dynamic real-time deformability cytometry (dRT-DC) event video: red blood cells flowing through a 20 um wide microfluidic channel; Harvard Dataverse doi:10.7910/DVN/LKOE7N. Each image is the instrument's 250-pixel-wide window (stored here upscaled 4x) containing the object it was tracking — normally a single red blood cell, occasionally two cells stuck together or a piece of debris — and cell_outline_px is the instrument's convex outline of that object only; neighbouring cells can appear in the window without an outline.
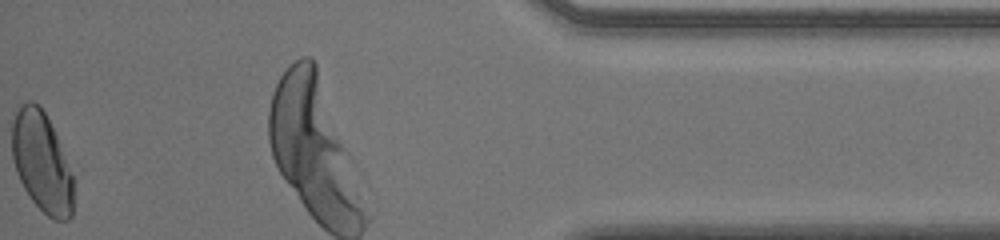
{"species": "human", "species_latin": "Homo sapiens", "temperature_condition": "room temperature", "stored_images_in_passage": 32, "segment_of_instrument_passage": [2, 2], "camera_frame_rate_fps": 3000, "um_per_image_px": 0.085, "donor": {"sex": "male"}, "frame": {"image": 1, "passage_image": 32, "time_ms": 10.333, "image_size_px": [1000, 240], "cell_outline_px": [[72, 216], [68, 220], [52, 220], [32, 200], [24, 188], [16, 172], [12, 156], [12, 120], [20, 104], [28, 100], [32, 100], [44, 112], [56, 136], [68, 164], [72, 176]], "centroid_in_image_um": [3.52, 13.78], "position_along_channel_um": 431.7, "area_um2": 35.32}}